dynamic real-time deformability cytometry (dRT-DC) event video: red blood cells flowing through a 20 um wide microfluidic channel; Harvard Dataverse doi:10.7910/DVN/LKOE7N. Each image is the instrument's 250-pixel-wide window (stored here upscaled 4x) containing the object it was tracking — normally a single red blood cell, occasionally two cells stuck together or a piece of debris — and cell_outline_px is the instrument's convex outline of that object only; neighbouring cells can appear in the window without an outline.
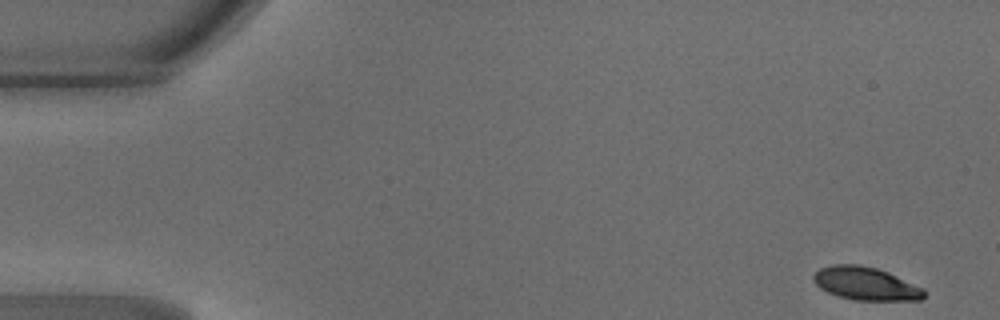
{"species": "common noctule bat (a hibernating species)", "species_latin": "Nyctalus noctula", "temperature_condition": "warm", "stored_images_in_passage": 46, "camera_frame_rate_fps": 3000, "um_per_image_px": 0.085, "animal": {"sex": "male", "body_mass_g": 18.8}, "frame": {"image": 1, "passage_image": 1, "time_ms": 0.0, "image_size_px": [1000, 320], "cell_outline_px": [[928, 292], [920, 300], [856, 300], [836, 296], [820, 288], [812, 280], [812, 276], [820, 268], [832, 264], [860, 264], [876, 268], [888, 272], [924, 288]], "centroid_in_image_um": [73.58, 24.1], "position_along_channel_um": 11.4, "area_um2": 21.5}}
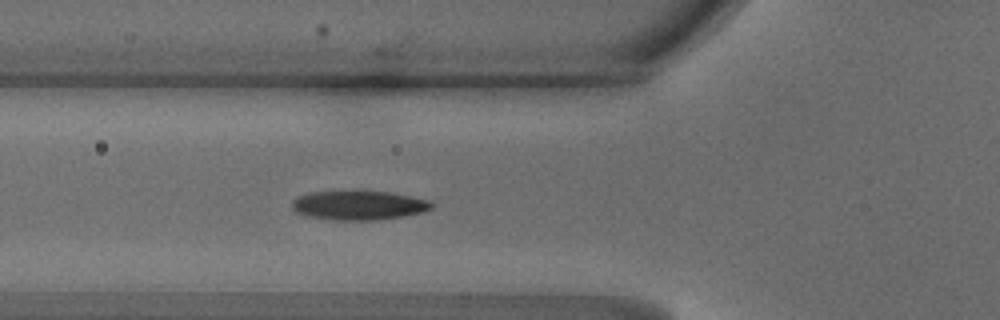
{"frame": {"image": 2, "passage_image": 16, "time_ms": 5.0, "image_size_px": [1000, 320], "cell_outline_px": [[436, 204], [432, 208], [424, 212], [404, 216], [376, 220], [336, 220], [308, 216], [296, 212], [292, 208], [292, 200], [296, 196], [312, 192], [392, 192], [432, 200]], "centroid_in_image_um": [30.56, 17.45], "position_along_channel_um": 95.2, "area_um2": 23.81}}
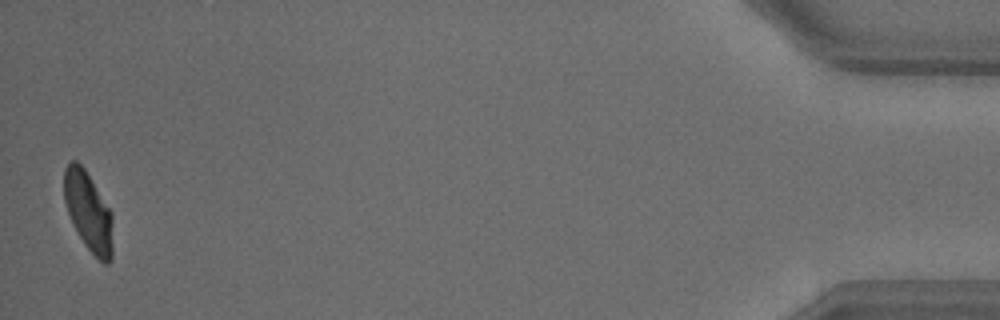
{"frame": {"image": 3, "passage_image": 46, "time_ms": 15.0, "image_size_px": [1000, 320], "cell_outline_px": [[112, 260], [108, 264], [104, 264], [84, 244], [72, 224], [64, 200], [64, 168], [72, 160], [76, 160], [84, 168], [112, 212]], "centroid_in_image_um": [7.51, 17.99], "position_along_channel_um": 427.7, "area_um2": 22.43}, "authors_computed_cell_mechanics": {"area_um2": 23.2934, "velocity_mm_per_s": 4.216, "shape_relaxation_time_tau1_ms": 2.3004, "shape_relaxation_time_tau2_ms": 1.1186, "deformation_change_tau1": 0.1395, "deformation_change_tau2": 0.0512}}